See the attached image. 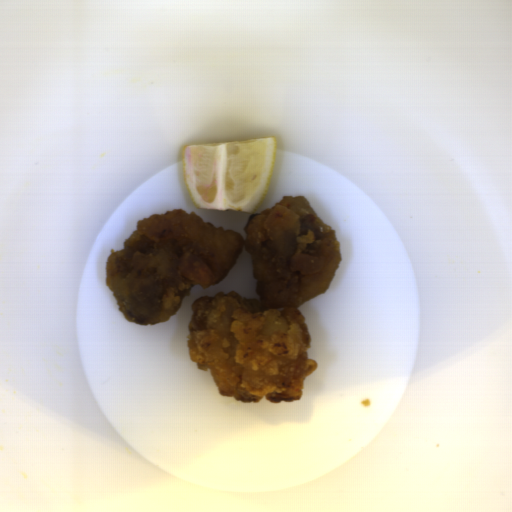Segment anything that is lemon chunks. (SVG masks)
<instances>
[{
  "label": "lemon chunks",
  "instance_id": "1",
  "mask_svg": "<svg viewBox=\"0 0 512 512\" xmlns=\"http://www.w3.org/2000/svg\"><path fill=\"white\" fill-rule=\"evenodd\" d=\"M277 151L273 136L184 145L182 166L197 209L257 213L270 185Z\"/></svg>",
  "mask_w": 512,
  "mask_h": 512
}]
</instances>
